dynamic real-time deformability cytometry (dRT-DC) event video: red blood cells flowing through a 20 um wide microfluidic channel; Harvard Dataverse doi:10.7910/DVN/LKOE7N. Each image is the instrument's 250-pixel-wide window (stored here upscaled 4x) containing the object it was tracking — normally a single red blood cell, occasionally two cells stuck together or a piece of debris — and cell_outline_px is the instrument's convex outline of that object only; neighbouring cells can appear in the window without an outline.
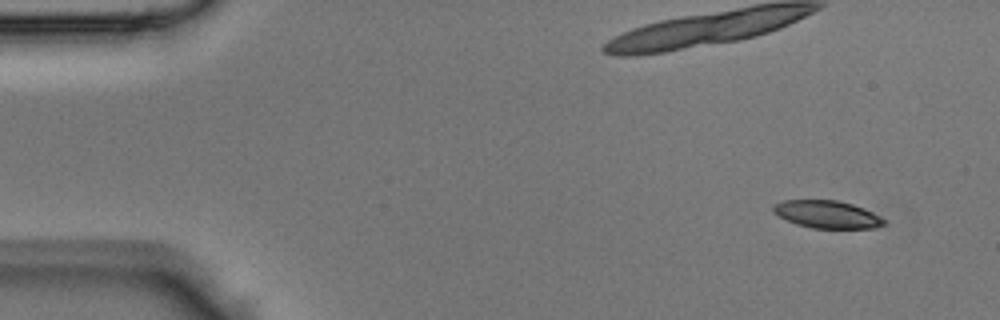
{"species": "Egyptian fruit bat (a non-hibernating species)", "species_latin": "Rousettus aegyptiacus", "temperature_condition": "room temperature", "stored_images_in_passage": 40, "camera_frame_rate_fps": 3000, "um_per_image_px": 0.085, "animal": {"sex": "male"}, "frame": {"image": 1, "passage_image": 1, "time_ms": 0.0, "image_size_px": [1000, 320], "cell_outline_px": [[884, 224], [876, 228], [812, 228], [796, 224], [772, 212], [772, 208], [776, 204], [784, 200], [836, 200], [852, 204], [864, 208], [880, 216], [884, 220]], "centroid_in_image_um": [70.31, 18.22], "position_along_channel_um": 14.7, "area_um2": 17.63}}
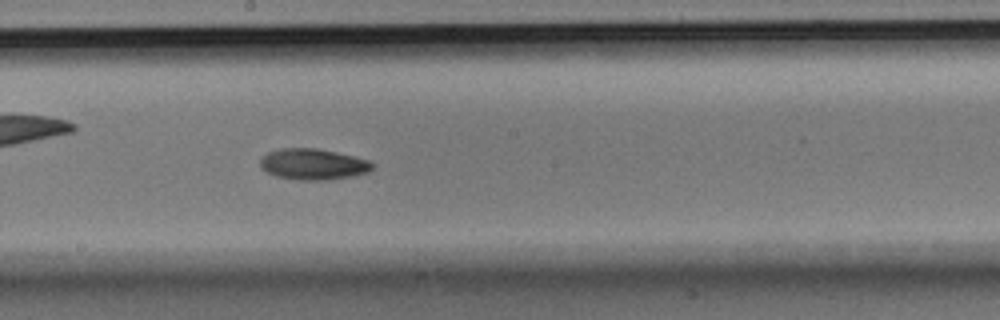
{"frame": {"image": 2, "passage_image": 21, "time_ms": 6.667, "image_size_px": [1000, 320], "cell_outline_px": [[376, 164], [368, 172], [352, 176], [324, 180], [300, 180], [276, 176], [260, 168], [260, 160], [268, 152], [280, 148], [316, 148], [356, 156], [368, 160]], "centroid_in_image_um": [26.63, 13.95], "position_along_channel_um": 221.6, "area_um2": 20.29}}
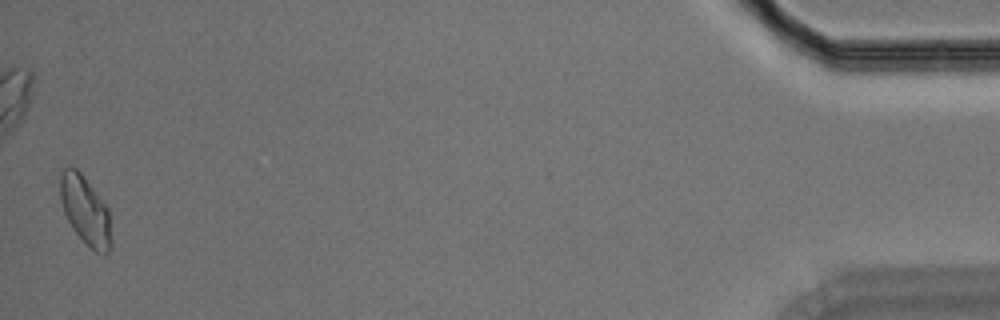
{"frame": {"image": 3, "passage_image": 40, "time_ms": 13.0, "image_size_px": [1000, 320], "cell_outline_px": [[112, 248], [108, 252], [96, 252], [72, 228], [64, 212], [60, 200], [60, 172], [68, 164], [72, 164], [84, 176], [108, 208], [112, 240]], "centroid_in_image_um": [7.24, 17.83], "position_along_channel_um": 428.0, "area_um2": 20.4}}